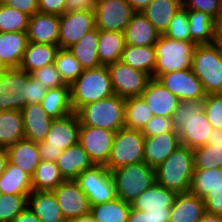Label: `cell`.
Instances as JSON below:
<instances>
[{
  "label": "cell",
  "mask_w": 222,
  "mask_h": 222,
  "mask_svg": "<svg viewBox=\"0 0 222 222\" xmlns=\"http://www.w3.org/2000/svg\"><path fill=\"white\" fill-rule=\"evenodd\" d=\"M98 38L99 29L95 28L67 48L79 61L83 70L102 66L98 57Z\"/></svg>",
  "instance_id": "30"
},
{
  "label": "cell",
  "mask_w": 222,
  "mask_h": 222,
  "mask_svg": "<svg viewBox=\"0 0 222 222\" xmlns=\"http://www.w3.org/2000/svg\"><path fill=\"white\" fill-rule=\"evenodd\" d=\"M5 150L10 163L20 167L31 177L33 176L41 161L37 143L24 138Z\"/></svg>",
  "instance_id": "27"
},
{
  "label": "cell",
  "mask_w": 222,
  "mask_h": 222,
  "mask_svg": "<svg viewBox=\"0 0 222 222\" xmlns=\"http://www.w3.org/2000/svg\"><path fill=\"white\" fill-rule=\"evenodd\" d=\"M31 76L36 80L40 81L46 89L62 87L66 84L62 80L60 73L57 71L54 63L44 66L40 69H36L31 73Z\"/></svg>",
  "instance_id": "48"
},
{
  "label": "cell",
  "mask_w": 222,
  "mask_h": 222,
  "mask_svg": "<svg viewBox=\"0 0 222 222\" xmlns=\"http://www.w3.org/2000/svg\"><path fill=\"white\" fill-rule=\"evenodd\" d=\"M60 16L36 12L29 19L28 42L58 45Z\"/></svg>",
  "instance_id": "20"
},
{
  "label": "cell",
  "mask_w": 222,
  "mask_h": 222,
  "mask_svg": "<svg viewBox=\"0 0 222 222\" xmlns=\"http://www.w3.org/2000/svg\"><path fill=\"white\" fill-rule=\"evenodd\" d=\"M114 93L122 98L141 96L151 79L121 60L107 65Z\"/></svg>",
  "instance_id": "12"
},
{
  "label": "cell",
  "mask_w": 222,
  "mask_h": 222,
  "mask_svg": "<svg viewBox=\"0 0 222 222\" xmlns=\"http://www.w3.org/2000/svg\"><path fill=\"white\" fill-rule=\"evenodd\" d=\"M65 2L66 12L94 9V4L91 0H65Z\"/></svg>",
  "instance_id": "55"
},
{
  "label": "cell",
  "mask_w": 222,
  "mask_h": 222,
  "mask_svg": "<svg viewBox=\"0 0 222 222\" xmlns=\"http://www.w3.org/2000/svg\"><path fill=\"white\" fill-rule=\"evenodd\" d=\"M222 188L221 168L194 170L189 192L204 198L215 189Z\"/></svg>",
  "instance_id": "41"
},
{
  "label": "cell",
  "mask_w": 222,
  "mask_h": 222,
  "mask_svg": "<svg viewBox=\"0 0 222 222\" xmlns=\"http://www.w3.org/2000/svg\"><path fill=\"white\" fill-rule=\"evenodd\" d=\"M144 136H154L165 132H175L172 127V118L153 116L141 130Z\"/></svg>",
  "instance_id": "50"
},
{
  "label": "cell",
  "mask_w": 222,
  "mask_h": 222,
  "mask_svg": "<svg viewBox=\"0 0 222 222\" xmlns=\"http://www.w3.org/2000/svg\"><path fill=\"white\" fill-rule=\"evenodd\" d=\"M181 7H183L182 0H153L141 12L153 24L160 35H164L171 19Z\"/></svg>",
  "instance_id": "29"
},
{
  "label": "cell",
  "mask_w": 222,
  "mask_h": 222,
  "mask_svg": "<svg viewBox=\"0 0 222 222\" xmlns=\"http://www.w3.org/2000/svg\"><path fill=\"white\" fill-rule=\"evenodd\" d=\"M198 222H222V216L205 213Z\"/></svg>",
  "instance_id": "62"
},
{
  "label": "cell",
  "mask_w": 222,
  "mask_h": 222,
  "mask_svg": "<svg viewBox=\"0 0 222 222\" xmlns=\"http://www.w3.org/2000/svg\"><path fill=\"white\" fill-rule=\"evenodd\" d=\"M41 106L53 119H60L73 113L70 85L47 89Z\"/></svg>",
  "instance_id": "35"
},
{
  "label": "cell",
  "mask_w": 222,
  "mask_h": 222,
  "mask_svg": "<svg viewBox=\"0 0 222 222\" xmlns=\"http://www.w3.org/2000/svg\"><path fill=\"white\" fill-rule=\"evenodd\" d=\"M141 97L147 103L154 116L170 117L178 107L179 98L172 94L160 81L151 78Z\"/></svg>",
  "instance_id": "19"
},
{
  "label": "cell",
  "mask_w": 222,
  "mask_h": 222,
  "mask_svg": "<svg viewBox=\"0 0 222 222\" xmlns=\"http://www.w3.org/2000/svg\"><path fill=\"white\" fill-rule=\"evenodd\" d=\"M160 33L142 12H135L124 30L125 44L133 46H153Z\"/></svg>",
  "instance_id": "24"
},
{
  "label": "cell",
  "mask_w": 222,
  "mask_h": 222,
  "mask_svg": "<svg viewBox=\"0 0 222 222\" xmlns=\"http://www.w3.org/2000/svg\"><path fill=\"white\" fill-rule=\"evenodd\" d=\"M30 16L0 2V32H27Z\"/></svg>",
  "instance_id": "44"
},
{
  "label": "cell",
  "mask_w": 222,
  "mask_h": 222,
  "mask_svg": "<svg viewBox=\"0 0 222 222\" xmlns=\"http://www.w3.org/2000/svg\"><path fill=\"white\" fill-rule=\"evenodd\" d=\"M63 181L55 162L41 160L32 176V191H53Z\"/></svg>",
  "instance_id": "39"
},
{
  "label": "cell",
  "mask_w": 222,
  "mask_h": 222,
  "mask_svg": "<svg viewBox=\"0 0 222 222\" xmlns=\"http://www.w3.org/2000/svg\"><path fill=\"white\" fill-rule=\"evenodd\" d=\"M58 50V45L28 42L19 68L31 74L36 69L53 64Z\"/></svg>",
  "instance_id": "33"
},
{
  "label": "cell",
  "mask_w": 222,
  "mask_h": 222,
  "mask_svg": "<svg viewBox=\"0 0 222 222\" xmlns=\"http://www.w3.org/2000/svg\"><path fill=\"white\" fill-rule=\"evenodd\" d=\"M153 116L141 96L125 99V128L142 130Z\"/></svg>",
  "instance_id": "40"
},
{
  "label": "cell",
  "mask_w": 222,
  "mask_h": 222,
  "mask_svg": "<svg viewBox=\"0 0 222 222\" xmlns=\"http://www.w3.org/2000/svg\"><path fill=\"white\" fill-rule=\"evenodd\" d=\"M80 121L76 112L54 119L45 141L38 142V150L43 161L55 162L62 151L79 142Z\"/></svg>",
  "instance_id": "5"
},
{
  "label": "cell",
  "mask_w": 222,
  "mask_h": 222,
  "mask_svg": "<svg viewBox=\"0 0 222 222\" xmlns=\"http://www.w3.org/2000/svg\"><path fill=\"white\" fill-rule=\"evenodd\" d=\"M29 195L0 196V222H11L19 213L28 206Z\"/></svg>",
  "instance_id": "45"
},
{
  "label": "cell",
  "mask_w": 222,
  "mask_h": 222,
  "mask_svg": "<svg viewBox=\"0 0 222 222\" xmlns=\"http://www.w3.org/2000/svg\"><path fill=\"white\" fill-rule=\"evenodd\" d=\"M39 12L61 16L66 12L65 0H38Z\"/></svg>",
  "instance_id": "53"
},
{
  "label": "cell",
  "mask_w": 222,
  "mask_h": 222,
  "mask_svg": "<svg viewBox=\"0 0 222 222\" xmlns=\"http://www.w3.org/2000/svg\"><path fill=\"white\" fill-rule=\"evenodd\" d=\"M47 89L40 84V81H36L32 76L29 78V98L27 99V105L41 103L43 97L46 94Z\"/></svg>",
  "instance_id": "54"
},
{
  "label": "cell",
  "mask_w": 222,
  "mask_h": 222,
  "mask_svg": "<svg viewBox=\"0 0 222 222\" xmlns=\"http://www.w3.org/2000/svg\"><path fill=\"white\" fill-rule=\"evenodd\" d=\"M96 28L124 33L135 11L127 0H102L94 5Z\"/></svg>",
  "instance_id": "13"
},
{
  "label": "cell",
  "mask_w": 222,
  "mask_h": 222,
  "mask_svg": "<svg viewBox=\"0 0 222 222\" xmlns=\"http://www.w3.org/2000/svg\"><path fill=\"white\" fill-rule=\"evenodd\" d=\"M11 222H42L27 206L21 213H19Z\"/></svg>",
  "instance_id": "57"
},
{
  "label": "cell",
  "mask_w": 222,
  "mask_h": 222,
  "mask_svg": "<svg viewBox=\"0 0 222 222\" xmlns=\"http://www.w3.org/2000/svg\"><path fill=\"white\" fill-rule=\"evenodd\" d=\"M147 214L150 215L151 222H169L170 208L163 210H148Z\"/></svg>",
  "instance_id": "58"
},
{
  "label": "cell",
  "mask_w": 222,
  "mask_h": 222,
  "mask_svg": "<svg viewBox=\"0 0 222 222\" xmlns=\"http://www.w3.org/2000/svg\"><path fill=\"white\" fill-rule=\"evenodd\" d=\"M127 222H151L150 215L146 211L132 209L129 212Z\"/></svg>",
  "instance_id": "59"
},
{
  "label": "cell",
  "mask_w": 222,
  "mask_h": 222,
  "mask_svg": "<svg viewBox=\"0 0 222 222\" xmlns=\"http://www.w3.org/2000/svg\"><path fill=\"white\" fill-rule=\"evenodd\" d=\"M53 192L66 221L90 214L88 197L75 180H64Z\"/></svg>",
  "instance_id": "16"
},
{
  "label": "cell",
  "mask_w": 222,
  "mask_h": 222,
  "mask_svg": "<svg viewBox=\"0 0 222 222\" xmlns=\"http://www.w3.org/2000/svg\"><path fill=\"white\" fill-rule=\"evenodd\" d=\"M54 65L67 85H71L83 71L79 61L68 49L57 51Z\"/></svg>",
  "instance_id": "43"
},
{
  "label": "cell",
  "mask_w": 222,
  "mask_h": 222,
  "mask_svg": "<svg viewBox=\"0 0 222 222\" xmlns=\"http://www.w3.org/2000/svg\"><path fill=\"white\" fill-rule=\"evenodd\" d=\"M206 213L204 200L190 192L176 194L169 222H198Z\"/></svg>",
  "instance_id": "23"
},
{
  "label": "cell",
  "mask_w": 222,
  "mask_h": 222,
  "mask_svg": "<svg viewBox=\"0 0 222 222\" xmlns=\"http://www.w3.org/2000/svg\"><path fill=\"white\" fill-rule=\"evenodd\" d=\"M213 40L212 45L222 51V14L213 20Z\"/></svg>",
  "instance_id": "56"
},
{
  "label": "cell",
  "mask_w": 222,
  "mask_h": 222,
  "mask_svg": "<svg viewBox=\"0 0 222 222\" xmlns=\"http://www.w3.org/2000/svg\"><path fill=\"white\" fill-rule=\"evenodd\" d=\"M191 42L196 45L211 44L213 19L202 11H187Z\"/></svg>",
  "instance_id": "42"
},
{
  "label": "cell",
  "mask_w": 222,
  "mask_h": 222,
  "mask_svg": "<svg viewBox=\"0 0 222 222\" xmlns=\"http://www.w3.org/2000/svg\"><path fill=\"white\" fill-rule=\"evenodd\" d=\"M164 36L174 40L191 41L187 10L184 7L173 16Z\"/></svg>",
  "instance_id": "46"
},
{
  "label": "cell",
  "mask_w": 222,
  "mask_h": 222,
  "mask_svg": "<svg viewBox=\"0 0 222 222\" xmlns=\"http://www.w3.org/2000/svg\"><path fill=\"white\" fill-rule=\"evenodd\" d=\"M24 138L22 112L19 110L0 111V149H6Z\"/></svg>",
  "instance_id": "34"
},
{
  "label": "cell",
  "mask_w": 222,
  "mask_h": 222,
  "mask_svg": "<svg viewBox=\"0 0 222 222\" xmlns=\"http://www.w3.org/2000/svg\"><path fill=\"white\" fill-rule=\"evenodd\" d=\"M172 127L179 134L181 145L192 150L206 145L213 128L204 112L203 100L179 101Z\"/></svg>",
  "instance_id": "1"
},
{
  "label": "cell",
  "mask_w": 222,
  "mask_h": 222,
  "mask_svg": "<svg viewBox=\"0 0 222 222\" xmlns=\"http://www.w3.org/2000/svg\"><path fill=\"white\" fill-rule=\"evenodd\" d=\"M120 60L136 70L143 71L153 78L157 62L154 45L133 46L125 44Z\"/></svg>",
  "instance_id": "32"
},
{
  "label": "cell",
  "mask_w": 222,
  "mask_h": 222,
  "mask_svg": "<svg viewBox=\"0 0 222 222\" xmlns=\"http://www.w3.org/2000/svg\"><path fill=\"white\" fill-rule=\"evenodd\" d=\"M115 133L99 127L80 126L79 143L95 165L108 162Z\"/></svg>",
  "instance_id": "15"
},
{
  "label": "cell",
  "mask_w": 222,
  "mask_h": 222,
  "mask_svg": "<svg viewBox=\"0 0 222 222\" xmlns=\"http://www.w3.org/2000/svg\"><path fill=\"white\" fill-rule=\"evenodd\" d=\"M203 105L207 120L212 128L222 130V93L206 95Z\"/></svg>",
  "instance_id": "47"
},
{
  "label": "cell",
  "mask_w": 222,
  "mask_h": 222,
  "mask_svg": "<svg viewBox=\"0 0 222 222\" xmlns=\"http://www.w3.org/2000/svg\"><path fill=\"white\" fill-rule=\"evenodd\" d=\"M157 80L180 101L203 100L206 97L201 81L191 68L162 74Z\"/></svg>",
  "instance_id": "17"
},
{
  "label": "cell",
  "mask_w": 222,
  "mask_h": 222,
  "mask_svg": "<svg viewBox=\"0 0 222 222\" xmlns=\"http://www.w3.org/2000/svg\"><path fill=\"white\" fill-rule=\"evenodd\" d=\"M187 11H202L213 20L222 14V0H182Z\"/></svg>",
  "instance_id": "49"
},
{
  "label": "cell",
  "mask_w": 222,
  "mask_h": 222,
  "mask_svg": "<svg viewBox=\"0 0 222 222\" xmlns=\"http://www.w3.org/2000/svg\"><path fill=\"white\" fill-rule=\"evenodd\" d=\"M131 204L120 198L91 206L90 214L96 222H127Z\"/></svg>",
  "instance_id": "38"
},
{
  "label": "cell",
  "mask_w": 222,
  "mask_h": 222,
  "mask_svg": "<svg viewBox=\"0 0 222 222\" xmlns=\"http://www.w3.org/2000/svg\"><path fill=\"white\" fill-rule=\"evenodd\" d=\"M27 45V32H0V62L6 69L19 68Z\"/></svg>",
  "instance_id": "25"
},
{
  "label": "cell",
  "mask_w": 222,
  "mask_h": 222,
  "mask_svg": "<svg viewBox=\"0 0 222 222\" xmlns=\"http://www.w3.org/2000/svg\"><path fill=\"white\" fill-rule=\"evenodd\" d=\"M180 145V137L176 132L145 136L144 163L155 169Z\"/></svg>",
  "instance_id": "18"
},
{
  "label": "cell",
  "mask_w": 222,
  "mask_h": 222,
  "mask_svg": "<svg viewBox=\"0 0 222 222\" xmlns=\"http://www.w3.org/2000/svg\"><path fill=\"white\" fill-rule=\"evenodd\" d=\"M28 206L42 222H66L53 191H32Z\"/></svg>",
  "instance_id": "28"
},
{
  "label": "cell",
  "mask_w": 222,
  "mask_h": 222,
  "mask_svg": "<svg viewBox=\"0 0 222 222\" xmlns=\"http://www.w3.org/2000/svg\"><path fill=\"white\" fill-rule=\"evenodd\" d=\"M71 222H96V221L91 214H87L85 216H81L79 218L71 220Z\"/></svg>",
  "instance_id": "63"
},
{
  "label": "cell",
  "mask_w": 222,
  "mask_h": 222,
  "mask_svg": "<svg viewBox=\"0 0 222 222\" xmlns=\"http://www.w3.org/2000/svg\"><path fill=\"white\" fill-rule=\"evenodd\" d=\"M30 77L20 68H7L0 73V111H21L27 105Z\"/></svg>",
  "instance_id": "11"
},
{
  "label": "cell",
  "mask_w": 222,
  "mask_h": 222,
  "mask_svg": "<svg viewBox=\"0 0 222 222\" xmlns=\"http://www.w3.org/2000/svg\"><path fill=\"white\" fill-rule=\"evenodd\" d=\"M71 106L77 112L82 106L112 96L114 93L107 66L85 69L70 85Z\"/></svg>",
  "instance_id": "3"
},
{
  "label": "cell",
  "mask_w": 222,
  "mask_h": 222,
  "mask_svg": "<svg viewBox=\"0 0 222 222\" xmlns=\"http://www.w3.org/2000/svg\"><path fill=\"white\" fill-rule=\"evenodd\" d=\"M0 189L7 195H30L32 192V177L20 167L8 161L6 170L0 176Z\"/></svg>",
  "instance_id": "36"
},
{
  "label": "cell",
  "mask_w": 222,
  "mask_h": 222,
  "mask_svg": "<svg viewBox=\"0 0 222 222\" xmlns=\"http://www.w3.org/2000/svg\"><path fill=\"white\" fill-rule=\"evenodd\" d=\"M175 196V192L168 190L156 182L132 202L131 208L139 211L171 208Z\"/></svg>",
  "instance_id": "31"
},
{
  "label": "cell",
  "mask_w": 222,
  "mask_h": 222,
  "mask_svg": "<svg viewBox=\"0 0 222 222\" xmlns=\"http://www.w3.org/2000/svg\"><path fill=\"white\" fill-rule=\"evenodd\" d=\"M8 163V156L5 149H0V176L6 170V166Z\"/></svg>",
  "instance_id": "61"
},
{
  "label": "cell",
  "mask_w": 222,
  "mask_h": 222,
  "mask_svg": "<svg viewBox=\"0 0 222 222\" xmlns=\"http://www.w3.org/2000/svg\"><path fill=\"white\" fill-rule=\"evenodd\" d=\"M191 69L201 81L206 95L222 93V51L218 47L196 45Z\"/></svg>",
  "instance_id": "6"
},
{
  "label": "cell",
  "mask_w": 222,
  "mask_h": 222,
  "mask_svg": "<svg viewBox=\"0 0 222 222\" xmlns=\"http://www.w3.org/2000/svg\"><path fill=\"white\" fill-rule=\"evenodd\" d=\"M75 181L88 197L90 207L117 198L114 178L105 165H94L80 173Z\"/></svg>",
  "instance_id": "10"
},
{
  "label": "cell",
  "mask_w": 222,
  "mask_h": 222,
  "mask_svg": "<svg viewBox=\"0 0 222 222\" xmlns=\"http://www.w3.org/2000/svg\"><path fill=\"white\" fill-rule=\"evenodd\" d=\"M102 0H91V2L95 5L96 3L100 2Z\"/></svg>",
  "instance_id": "65"
},
{
  "label": "cell",
  "mask_w": 222,
  "mask_h": 222,
  "mask_svg": "<svg viewBox=\"0 0 222 222\" xmlns=\"http://www.w3.org/2000/svg\"><path fill=\"white\" fill-rule=\"evenodd\" d=\"M25 139L35 143L45 141L51 123L54 120L50 117L40 103L26 105L21 109Z\"/></svg>",
  "instance_id": "22"
},
{
  "label": "cell",
  "mask_w": 222,
  "mask_h": 222,
  "mask_svg": "<svg viewBox=\"0 0 222 222\" xmlns=\"http://www.w3.org/2000/svg\"><path fill=\"white\" fill-rule=\"evenodd\" d=\"M76 113L80 126L99 127L117 132L125 127V98L113 94L82 106Z\"/></svg>",
  "instance_id": "4"
},
{
  "label": "cell",
  "mask_w": 222,
  "mask_h": 222,
  "mask_svg": "<svg viewBox=\"0 0 222 222\" xmlns=\"http://www.w3.org/2000/svg\"><path fill=\"white\" fill-rule=\"evenodd\" d=\"M55 163L64 180H75L80 173L95 165L79 142L63 150Z\"/></svg>",
  "instance_id": "21"
},
{
  "label": "cell",
  "mask_w": 222,
  "mask_h": 222,
  "mask_svg": "<svg viewBox=\"0 0 222 222\" xmlns=\"http://www.w3.org/2000/svg\"><path fill=\"white\" fill-rule=\"evenodd\" d=\"M124 47V33L99 30L97 48L99 61L102 66L119 61Z\"/></svg>",
  "instance_id": "37"
},
{
  "label": "cell",
  "mask_w": 222,
  "mask_h": 222,
  "mask_svg": "<svg viewBox=\"0 0 222 222\" xmlns=\"http://www.w3.org/2000/svg\"><path fill=\"white\" fill-rule=\"evenodd\" d=\"M96 28L95 12L81 10L65 12L60 16L59 49H67L77 43L86 33Z\"/></svg>",
  "instance_id": "14"
},
{
  "label": "cell",
  "mask_w": 222,
  "mask_h": 222,
  "mask_svg": "<svg viewBox=\"0 0 222 222\" xmlns=\"http://www.w3.org/2000/svg\"><path fill=\"white\" fill-rule=\"evenodd\" d=\"M193 173V150L184 145L155 168L156 182L176 194L189 192Z\"/></svg>",
  "instance_id": "2"
},
{
  "label": "cell",
  "mask_w": 222,
  "mask_h": 222,
  "mask_svg": "<svg viewBox=\"0 0 222 222\" xmlns=\"http://www.w3.org/2000/svg\"><path fill=\"white\" fill-rule=\"evenodd\" d=\"M194 170L222 167V130L213 128L206 145L193 149Z\"/></svg>",
  "instance_id": "26"
},
{
  "label": "cell",
  "mask_w": 222,
  "mask_h": 222,
  "mask_svg": "<svg viewBox=\"0 0 222 222\" xmlns=\"http://www.w3.org/2000/svg\"><path fill=\"white\" fill-rule=\"evenodd\" d=\"M111 173L117 197L129 204L156 183L155 169L144 162L120 167Z\"/></svg>",
  "instance_id": "8"
},
{
  "label": "cell",
  "mask_w": 222,
  "mask_h": 222,
  "mask_svg": "<svg viewBox=\"0 0 222 222\" xmlns=\"http://www.w3.org/2000/svg\"><path fill=\"white\" fill-rule=\"evenodd\" d=\"M203 200L206 213L222 216V188L213 190Z\"/></svg>",
  "instance_id": "51"
},
{
  "label": "cell",
  "mask_w": 222,
  "mask_h": 222,
  "mask_svg": "<svg viewBox=\"0 0 222 222\" xmlns=\"http://www.w3.org/2000/svg\"><path fill=\"white\" fill-rule=\"evenodd\" d=\"M144 141L141 130L121 128L115 133L105 166L112 172L120 167L144 162Z\"/></svg>",
  "instance_id": "9"
},
{
  "label": "cell",
  "mask_w": 222,
  "mask_h": 222,
  "mask_svg": "<svg viewBox=\"0 0 222 222\" xmlns=\"http://www.w3.org/2000/svg\"><path fill=\"white\" fill-rule=\"evenodd\" d=\"M154 47L157 62L153 78L158 79L162 74L192 67L193 51L196 47L194 42L169 39L160 35Z\"/></svg>",
  "instance_id": "7"
},
{
  "label": "cell",
  "mask_w": 222,
  "mask_h": 222,
  "mask_svg": "<svg viewBox=\"0 0 222 222\" xmlns=\"http://www.w3.org/2000/svg\"><path fill=\"white\" fill-rule=\"evenodd\" d=\"M132 9L135 12H141L145 9L153 0H127Z\"/></svg>",
  "instance_id": "60"
},
{
  "label": "cell",
  "mask_w": 222,
  "mask_h": 222,
  "mask_svg": "<svg viewBox=\"0 0 222 222\" xmlns=\"http://www.w3.org/2000/svg\"><path fill=\"white\" fill-rule=\"evenodd\" d=\"M6 6L13 7L30 17L39 12L38 0H0Z\"/></svg>",
  "instance_id": "52"
},
{
  "label": "cell",
  "mask_w": 222,
  "mask_h": 222,
  "mask_svg": "<svg viewBox=\"0 0 222 222\" xmlns=\"http://www.w3.org/2000/svg\"><path fill=\"white\" fill-rule=\"evenodd\" d=\"M5 69V66L0 62V73H2Z\"/></svg>",
  "instance_id": "64"
}]
</instances>
